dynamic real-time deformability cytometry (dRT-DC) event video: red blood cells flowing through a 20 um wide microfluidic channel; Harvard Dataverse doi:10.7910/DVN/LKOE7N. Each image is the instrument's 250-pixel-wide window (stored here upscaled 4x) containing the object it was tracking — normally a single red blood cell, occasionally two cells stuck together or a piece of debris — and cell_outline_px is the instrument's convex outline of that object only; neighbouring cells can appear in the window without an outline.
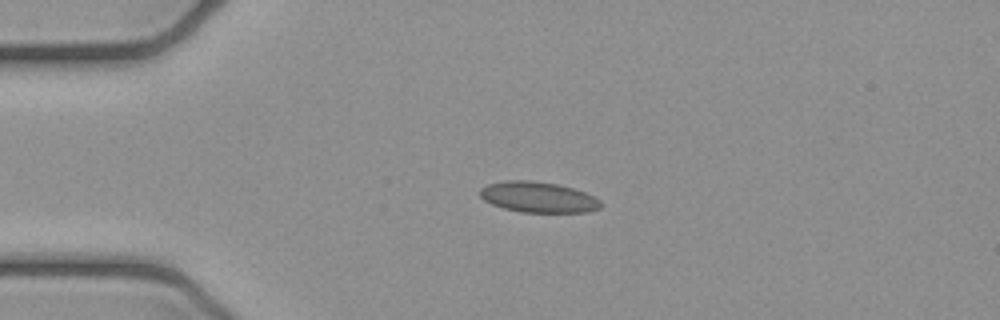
{"species": "common noctule bat (a hibernating species)", "species_latin": "Nyctalus noctula", "temperature_condition": "cold", "stored_images_in_passage": 6, "camera_frame_rate_fps": 3000, "um_per_image_px": 0.085, "animal": {"sex": "female", "body_mass_g": 21.9}, "frame": {"image": 1, "passage_image": 2, "time_ms": 0.333, "image_size_px": [1000, 320], "cell_outline_px": [[604, 204], [600, 208], [588, 212], [520, 212], [504, 208], [492, 204], [484, 200], [476, 192], [480, 188], [488, 184], [504, 180], [532, 180], [556, 184], [572, 188], [584, 192], [600, 200]], "centroid_in_image_um": [45.72, 16.75], "position_along_channel_um": 39.3, "area_um2": 21.73}}
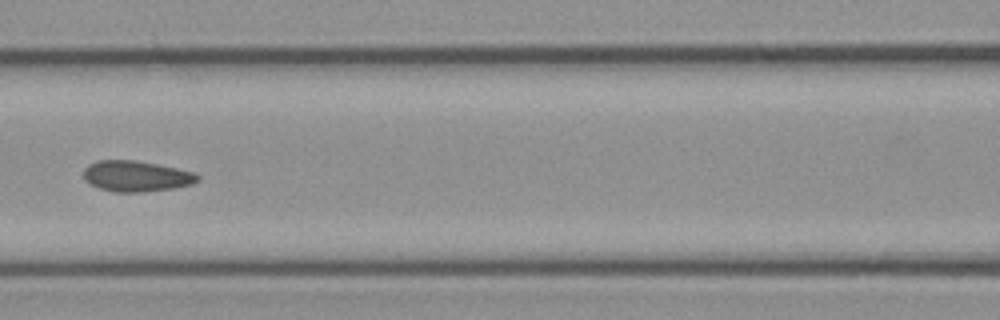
{"frame": {"image": 2, "passage_image": 5, "time_ms": 1.333, "image_size_px": [1000, 320], "cell_outline_px": [[200, 180], [192, 184], [172, 188], [140, 192], [112, 192], [88, 184], [84, 180], [84, 168], [88, 164], [96, 160], [136, 160], [196, 172], [200, 176]], "centroid_in_image_um": [11.56, 14.97], "position_along_channel_um": 155.0, "area_um2": 20.63}}
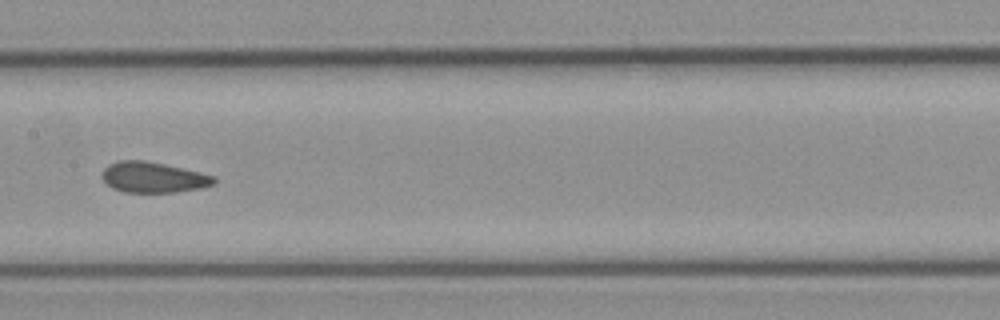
{"frame": {"image": 3, "passage_image": 6, "time_ms": 1.667, "image_size_px": [1000, 320], "cell_outline_px": [[216, 184], [204, 188], [176, 192], [124, 192], [112, 188], [100, 176], [104, 168], [108, 164], [120, 160], [144, 160], [164, 164], [200, 172], [216, 176]], "centroid_in_image_um": [13.05, 15.07], "position_along_channel_um": 194.3, "area_um2": 20.17}}